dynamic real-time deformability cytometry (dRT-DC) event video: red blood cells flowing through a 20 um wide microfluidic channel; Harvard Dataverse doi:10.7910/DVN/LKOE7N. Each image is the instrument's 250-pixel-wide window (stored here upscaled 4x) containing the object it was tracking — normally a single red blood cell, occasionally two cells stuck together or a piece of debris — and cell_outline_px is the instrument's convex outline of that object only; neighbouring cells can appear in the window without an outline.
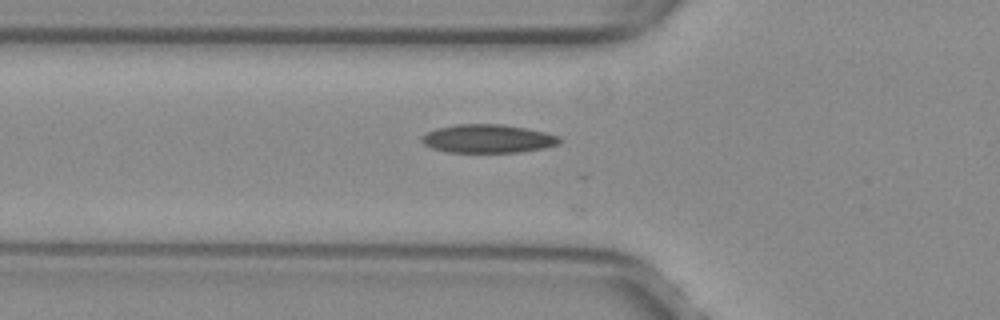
{"species": "common noctule bat (a hibernating species)", "species_latin": "Nyctalus noctula", "temperature_condition": "warm", "stored_images_in_passage": 8, "camera_frame_rate_fps": 3000, "um_per_image_px": 0.085, "animal": {"sex": "female", "body_mass_g": 29.2, "forearm_length_mm": 56.3}, "frame": {"image": 1, "passage_image": 3, "time_ms": 0.667, "image_size_px": [1000, 320], "cell_outline_px": [[560, 144], [544, 148], [520, 152], [448, 152], [432, 148], [424, 144], [420, 140], [420, 136], [436, 128], [456, 124], [504, 124], [544, 132], [560, 136]], "centroid_in_image_um": [41.45, 11.78], "position_along_channel_um": 84.3, "area_um2": 22.89}}
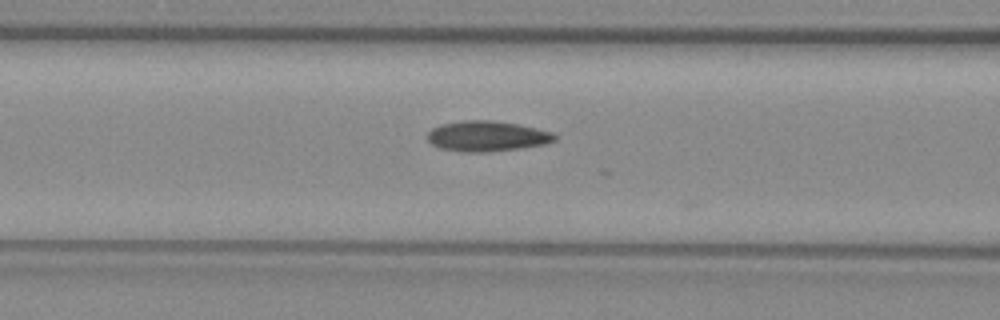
{"frame": {"image": 2, "passage_image": 6, "time_ms": 1.667, "image_size_px": [1000, 320], "cell_outline_px": [[556, 140], [544, 144], [520, 148], [484, 152], [460, 152], [440, 148], [432, 144], [428, 140], [428, 132], [432, 128], [440, 124], [464, 120], [492, 120], [516, 124], [536, 128], [552, 132], [556, 136]], "centroid_in_image_um": [41.36, 11.57], "position_along_channel_um": 125.2, "area_um2": 22.48}}